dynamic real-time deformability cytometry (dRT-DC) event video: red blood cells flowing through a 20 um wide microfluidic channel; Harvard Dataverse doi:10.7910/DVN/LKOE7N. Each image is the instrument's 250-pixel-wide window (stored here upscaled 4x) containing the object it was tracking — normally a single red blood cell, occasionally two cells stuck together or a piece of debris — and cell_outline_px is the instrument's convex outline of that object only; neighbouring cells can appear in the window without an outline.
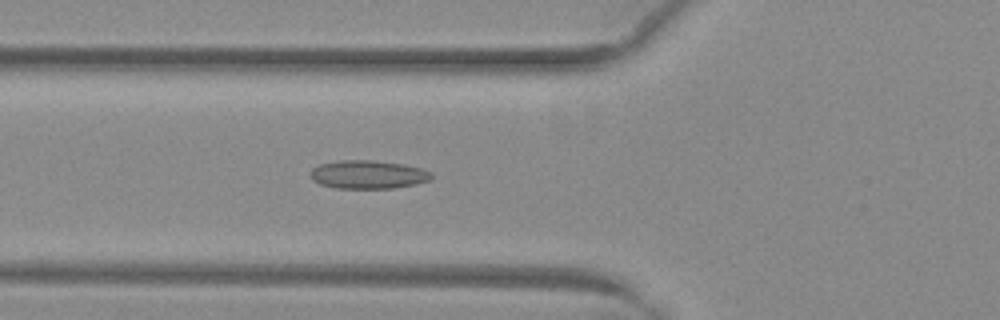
{"species": "common noctule bat (a hibernating species)", "species_latin": "Nyctalus noctula", "temperature_condition": "warm", "stored_images_in_passage": 36, "camera_frame_rate_fps": 3000, "um_per_image_px": 0.085, "animal": {"sex": "female", "body_mass_g": 29.2, "forearm_length_mm": 56.3}, "frame": {"image": 1, "passage_image": 4, "time_ms": 1.0, "image_size_px": [1000, 320], "cell_outline_px": [[432, 176], [428, 180], [416, 184], [392, 188], [336, 188], [320, 184], [312, 180], [312, 168], [320, 164], [340, 160], [372, 160], [404, 164], [420, 168], [432, 172]], "centroid_in_image_um": [31.29, 14.83], "position_along_channel_um": 94.5, "area_um2": 19.88}}
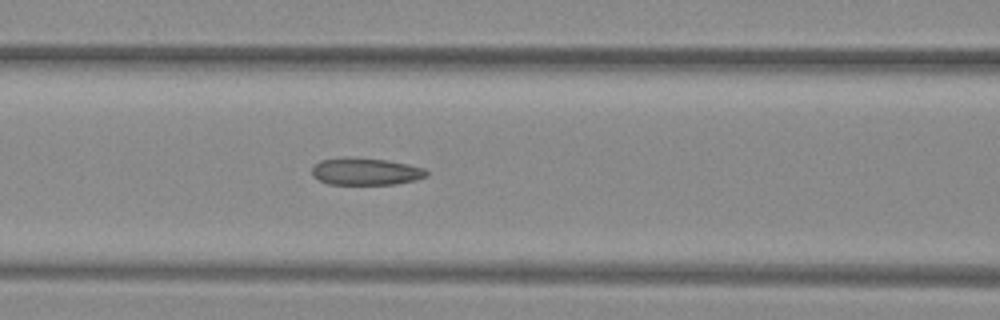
{"frame": {"image": 2, "passage_image": 7, "time_ms": 2.0, "image_size_px": [1000, 320], "cell_outline_px": [[428, 176], [416, 180], [396, 184], [328, 184], [312, 176], [312, 164], [320, 160], [344, 156], [352, 156], [388, 160], [408, 164], [424, 168], [428, 172]], "centroid_in_image_um": [31.06, 14.55], "position_along_channel_um": 135.5, "area_um2": 18.55}}
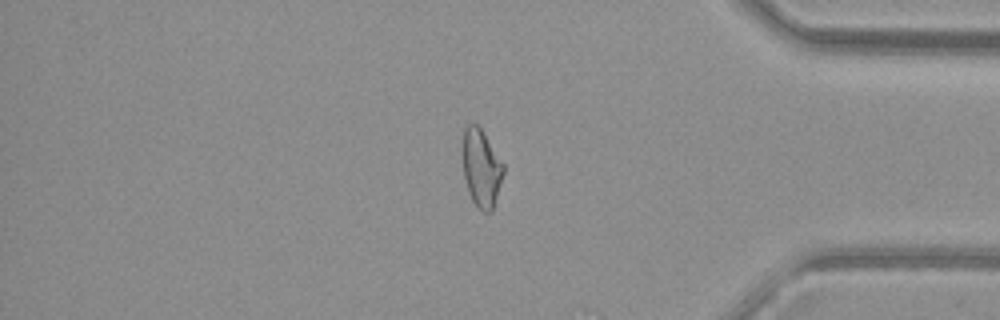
{"frame": {"image": 3, "passage_image": 28, "time_ms": 9.0, "image_size_px": [1000, 320], "cell_outline_px": [[504, 172], [492, 212], [484, 212], [476, 208], [468, 192], [464, 176], [460, 152], [460, 148], [464, 128], [468, 124], [476, 124], [480, 128], [504, 164]], "centroid_in_image_um": [40.86, 14.28], "position_along_channel_um": 394.3, "area_um2": 18.9}}